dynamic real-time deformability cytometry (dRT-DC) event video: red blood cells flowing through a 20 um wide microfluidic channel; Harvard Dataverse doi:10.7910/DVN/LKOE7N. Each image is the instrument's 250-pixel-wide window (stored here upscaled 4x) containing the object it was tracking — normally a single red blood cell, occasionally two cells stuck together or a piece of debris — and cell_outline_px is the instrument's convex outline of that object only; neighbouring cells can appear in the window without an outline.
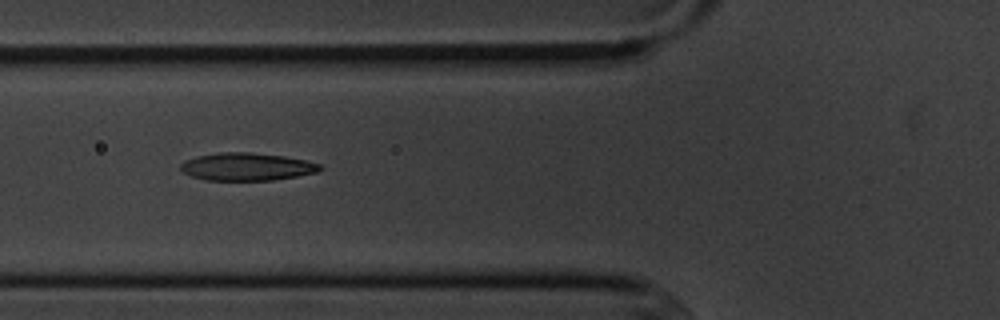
{"species": "common noctule bat (a hibernating species)", "species_latin": "Nyctalus noctula", "temperature_condition": "cold", "stored_images_in_passage": 4, "camera_frame_rate_fps": 3000, "um_per_image_px": 0.085, "animal": {"sex": "male", "body_mass_g": 20.1, "forearm_length_mm": 53.5}, "frame": {"image": 1, "passage_image": 3, "time_ms": 2.333, "image_size_px": [1000, 320], "cell_outline_px": [[324, 168], [316, 172], [296, 176], [272, 180], [204, 180], [192, 176], [184, 172], [180, 168], [180, 164], [184, 160], [196, 156], [220, 152], [248, 152], [284, 156], [304, 160], [320, 164]], "centroid_in_image_um": [20.95, 14.16], "position_along_channel_um": 104.8, "area_um2": 22.43}}
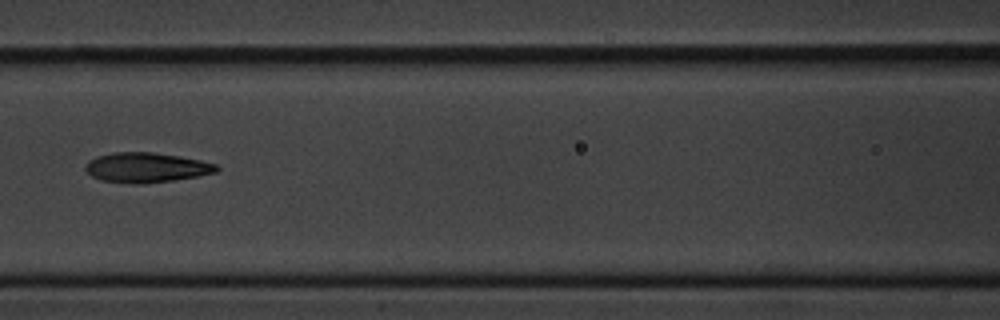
{"frame": {"image": 2, "passage_image": 4, "time_ms": 3.667, "image_size_px": [1000, 320], "cell_outline_px": [[220, 168], [216, 172], [196, 176], [172, 180], [140, 184], [132, 184], [100, 180], [92, 176], [84, 168], [88, 160], [96, 156], [112, 152], [152, 152], [180, 156], [200, 160], [216, 164]], "centroid_in_image_um": [12.4, 14.23], "position_along_channel_um": 154.2, "area_um2": 22.83}}